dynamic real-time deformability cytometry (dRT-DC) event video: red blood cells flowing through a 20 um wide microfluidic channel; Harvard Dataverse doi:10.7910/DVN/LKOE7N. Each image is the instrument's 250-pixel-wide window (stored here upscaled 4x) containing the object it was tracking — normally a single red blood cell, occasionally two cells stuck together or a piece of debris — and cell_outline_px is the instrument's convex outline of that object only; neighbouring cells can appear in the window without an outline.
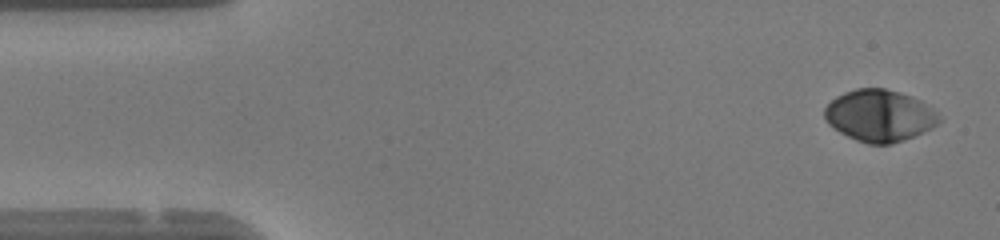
{"species": "human", "species_latin": "Homo sapiens", "temperature_condition": "warm", "stored_images_in_passage": 49, "camera_frame_rate_fps": 3000, "um_per_image_px": 0.085, "donor": {"sex": "female"}, "frame": {"image": 1, "passage_image": 2, "time_ms": 0.333, "image_size_px": [1000, 240], "cell_outline_px": [[940, 120], [936, 124], [912, 136], [892, 144], [868, 144], [856, 140], [840, 132], [828, 124], [824, 116], [824, 108], [836, 96], [844, 92], [856, 88], [884, 88], [900, 92], [912, 96], [920, 100], [936, 112]], "centroid_in_image_um": [74.71, 9.81], "position_along_channel_um": 10.3, "area_um2": 34.16}}
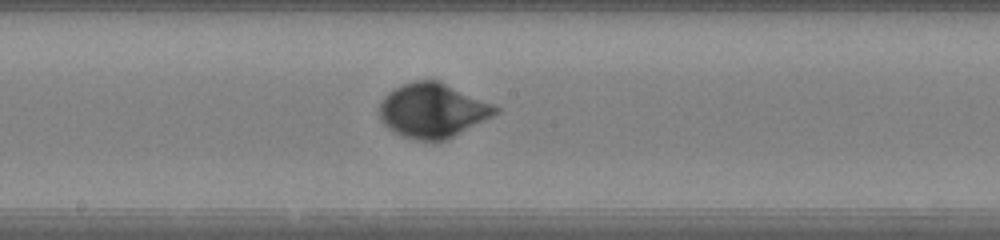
{"frame": {"image": 2, "passage_image": 25, "time_ms": 8.0, "image_size_px": [1000, 240], "cell_outline_px": [[500, 112], [448, 140], [416, 140], [392, 132], [384, 124], [380, 116], [380, 104], [384, 96], [388, 92], [400, 84], [416, 80], [440, 80], [492, 104], [500, 108]], "centroid_in_image_um": [36.77, 9.38], "position_along_channel_um": 211.4, "area_um2": 36.88}}
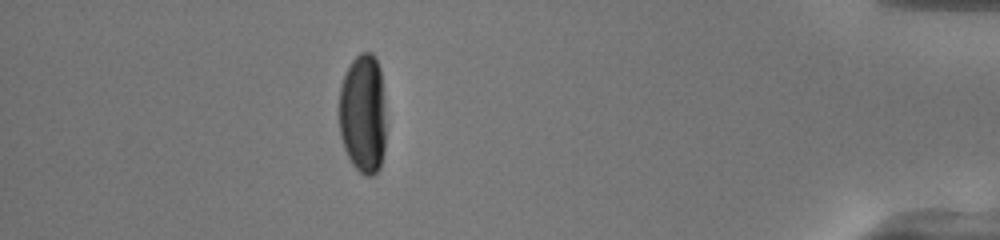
{"frame": {"image": 3, "passage_image": 43, "time_ms": 14.0, "image_size_px": [1000, 240], "cell_outline_px": [[384, 152], [380, 168], [372, 176], [364, 176], [352, 164], [344, 148], [340, 136], [340, 88], [344, 76], [352, 60], [360, 52], [372, 52], [380, 68], [384, 108]], "centroid_in_image_um": [30.85, 9.69], "position_along_channel_um": 404.3, "area_um2": 32.54}, "authors_computed_cell_mechanics": {"area_um2": 34.6222, "velocity_mm_per_s": 4.1339, "shape_relaxation_time_tau1_ms": 2.3369, "shape_relaxation_time_tau2_ms": null, "deformation_change_tau1": 0.1664, "deformation_change_tau2": null}}